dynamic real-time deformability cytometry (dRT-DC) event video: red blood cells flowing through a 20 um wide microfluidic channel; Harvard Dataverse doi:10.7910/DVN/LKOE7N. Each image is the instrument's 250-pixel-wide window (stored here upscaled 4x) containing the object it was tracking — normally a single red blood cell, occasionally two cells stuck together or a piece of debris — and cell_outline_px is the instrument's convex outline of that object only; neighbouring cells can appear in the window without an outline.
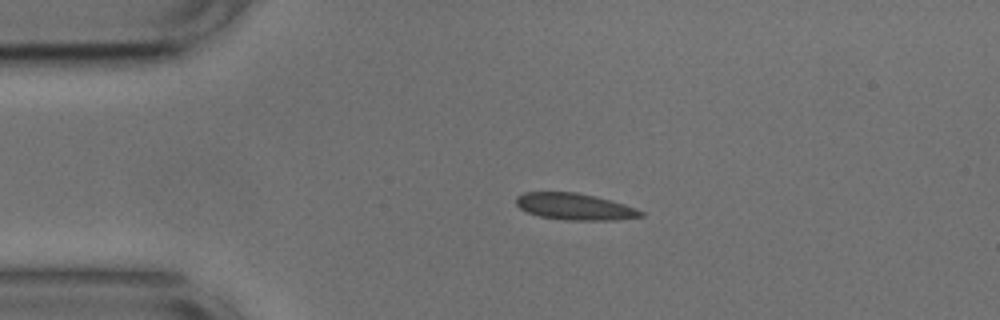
{"species": "common noctule bat (a hibernating species)", "species_latin": "Nyctalus noctula", "temperature_condition": "cold", "stored_images_in_passage": 35, "camera_frame_rate_fps": 3000, "um_per_image_px": 0.085, "animal": {"sex": "male", "body_mass_g": 17.9, "forearm_length_mm": 54.2}, "frame": {"image": 1, "passage_image": 1, "time_ms": 0.0, "image_size_px": [1000, 320], "cell_outline_px": [[644, 216], [616, 220], [564, 220], [540, 216], [528, 212], [520, 208], [516, 204], [516, 196], [524, 192], [576, 192], [596, 196], [624, 204], [636, 208], [644, 212]], "centroid_in_image_um": [48.86, 17.56], "position_along_channel_um": 36.1, "area_um2": 19.36}}
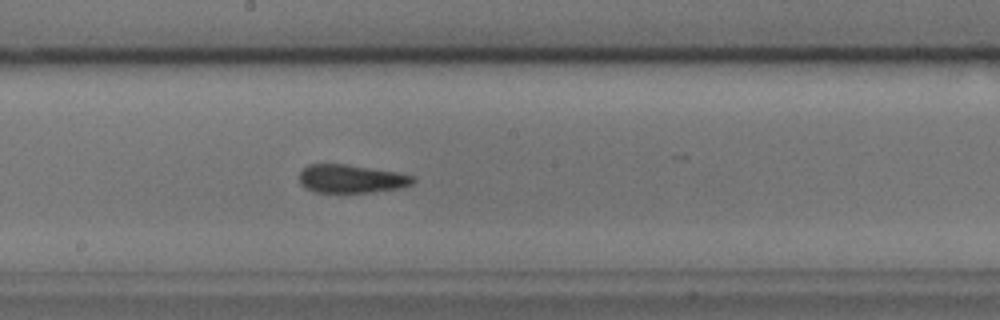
{"frame": {"image": 2, "passage_image": 18, "time_ms": 5.667, "image_size_px": [1000, 320], "cell_outline_px": [[416, 180], [412, 184], [400, 188], [372, 192], [312, 192], [300, 184], [300, 172], [308, 164], [344, 164], [396, 172], [416, 176]], "centroid_in_image_um": [29.86, 15.2], "position_along_channel_um": 218.3, "area_um2": 18.73}}
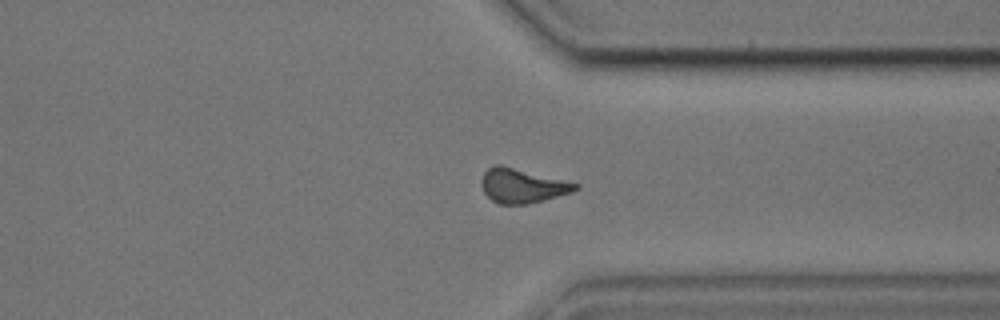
{"frame": {"image": 3, "passage_image": 30, "time_ms": 9.667, "image_size_px": [1000, 320], "cell_outline_px": [[580, 188], [572, 192], [544, 200], [528, 204], [500, 204], [492, 200], [484, 192], [480, 180], [484, 172], [488, 168], [496, 164], [500, 164], [580, 184]], "centroid_in_image_um": [44.39, 15.78], "position_along_channel_um": 367.0, "area_um2": 18.73}, "authors_computed_cell_mechanics": {"area_um2": 18.7272, "velocity_mm_per_s": 3.7345, "shape_relaxation_time_tau1_ms": null, "shape_relaxation_time_tau2_ms": 8.839, "deformation_change_tau1": null, "deformation_change_tau2": 0.0828}}